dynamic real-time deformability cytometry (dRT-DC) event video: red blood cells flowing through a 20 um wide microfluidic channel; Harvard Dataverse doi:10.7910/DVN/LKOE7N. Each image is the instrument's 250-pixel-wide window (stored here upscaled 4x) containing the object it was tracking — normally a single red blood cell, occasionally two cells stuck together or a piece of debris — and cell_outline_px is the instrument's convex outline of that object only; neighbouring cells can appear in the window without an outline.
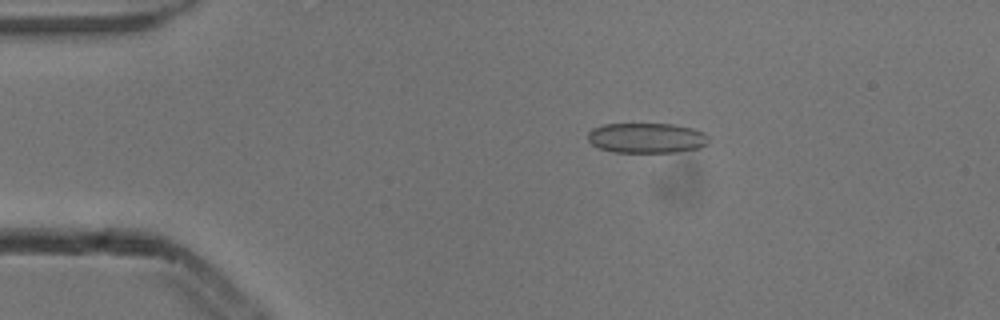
{"species": "common noctule bat (a hibernating species)", "species_latin": "Nyctalus noctula", "temperature_condition": "cold", "stored_images_in_passage": 4, "camera_frame_rate_fps": 3000, "um_per_image_px": 0.085, "animal": {"sex": "male", "body_mass_g": 13.3}, "frame": {"image": 1, "passage_image": 2, "time_ms": 0.333, "image_size_px": [1000, 320], "cell_outline_px": [[708, 144], [700, 148], [676, 152], [612, 152], [600, 148], [592, 144], [588, 140], [588, 132], [592, 128], [604, 124], [672, 124], [692, 128], [704, 132], [708, 136]], "centroid_in_image_um": [54.97, 11.73], "position_along_channel_um": 30.0, "area_um2": 21.33}}
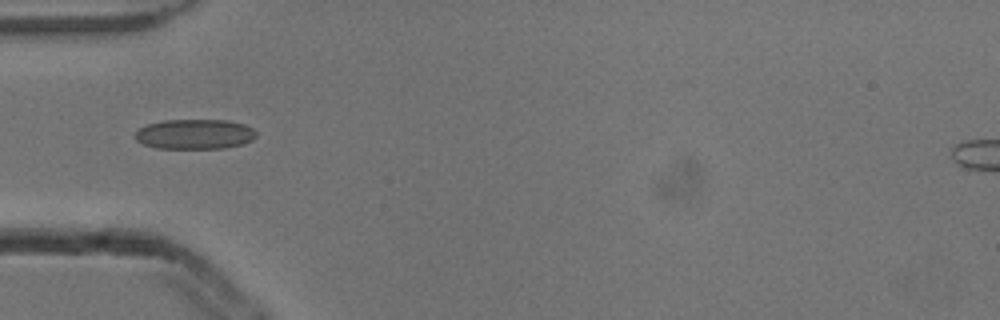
{"frame": {"image": 2, "passage_image": 4, "time_ms": 1.0, "image_size_px": [1000, 320], "cell_outline_px": [[256, 136], [252, 140], [244, 144], [224, 148], [156, 148], [144, 144], [136, 140], [136, 132], [140, 128], [148, 124], [164, 120], [228, 120], [244, 124], [252, 128], [256, 132]], "centroid_in_image_um": [16.58, 11.4], "position_along_channel_um": 68.4, "area_um2": 21.1}}